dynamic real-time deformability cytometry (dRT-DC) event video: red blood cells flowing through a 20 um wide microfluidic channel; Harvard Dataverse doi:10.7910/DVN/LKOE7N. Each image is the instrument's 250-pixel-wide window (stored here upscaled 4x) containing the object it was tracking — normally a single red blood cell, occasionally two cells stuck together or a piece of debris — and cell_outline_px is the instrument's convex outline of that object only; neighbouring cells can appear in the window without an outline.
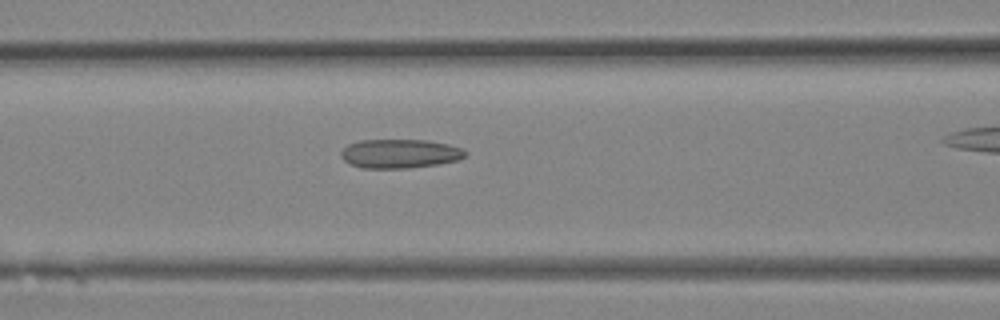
{"species": "Egyptian fruit bat (a non-hibernating species)", "species_latin": "Rousettus aegyptiacus", "temperature_condition": "room temperature", "stored_images_in_passage": 11, "camera_frame_rate_fps": 3000, "um_per_image_px": 0.085, "animal": {"sex": "female"}, "frame": {"image": 1, "passage_image": 8, "time_ms": 2.333, "image_size_px": [1000, 320], "cell_outline_px": [[468, 152], [460, 160], [440, 164], [408, 168], [360, 168], [348, 164], [340, 156], [340, 152], [348, 144], [360, 140], [428, 140], [448, 144], [460, 148]], "centroid_in_image_um": [33.97, 13.07], "position_along_channel_um": 132.6, "area_um2": 21.21}}
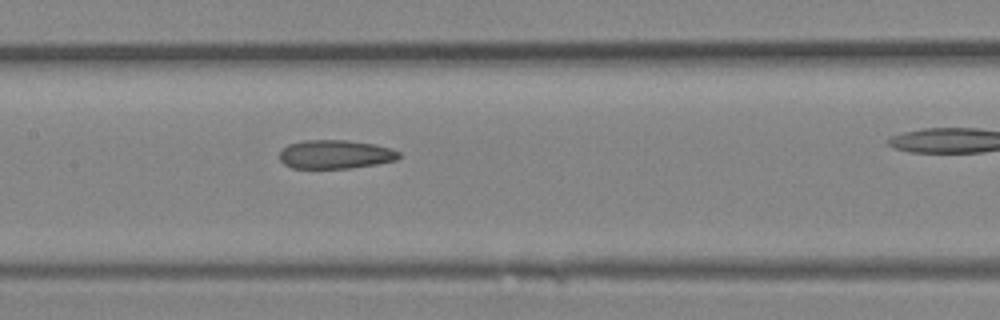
{"frame": {"image": 2, "passage_image": 10, "time_ms": 3.0, "image_size_px": [1000, 320], "cell_outline_px": [[400, 156], [396, 160], [376, 164], [348, 168], [292, 168], [284, 164], [280, 160], [280, 152], [288, 144], [304, 140], [348, 140], [372, 144], [392, 148], [400, 152]], "centroid_in_image_um": [28.5, 13.12], "position_along_channel_um": 178.9, "area_um2": 19.94}}